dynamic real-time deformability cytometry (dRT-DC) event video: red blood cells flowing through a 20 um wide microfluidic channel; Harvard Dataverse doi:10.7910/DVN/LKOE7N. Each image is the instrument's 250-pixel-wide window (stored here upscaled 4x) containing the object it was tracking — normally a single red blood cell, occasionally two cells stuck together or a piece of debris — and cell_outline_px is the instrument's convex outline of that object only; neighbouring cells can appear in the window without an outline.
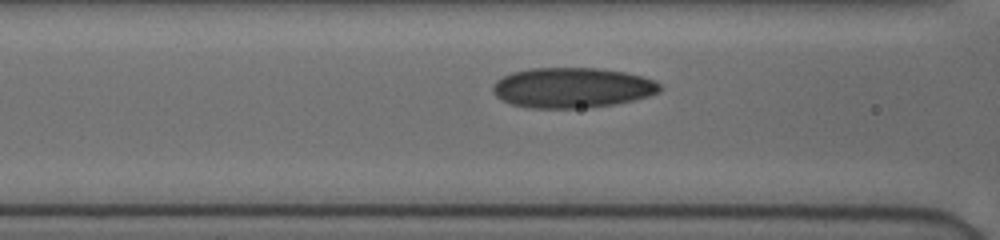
{"species": "human", "species_latin": "Homo sapiens", "temperature_condition": "cold", "stored_images_in_passage": 12, "camera_frame_rate_fps": 3000, "um_per_image_px": 0.085, "donor": {"sex": "female"}, "frame": {"image": 1, "passage_image": 10, "time_ms": 3.0, "image_size_px": [1000, 240], "cell_outline_px": [[660, 92], [648, 96], [616, 104], [576, 108], [532, 108], [512, 104], [496, 96], [492, 92], [492, 88], [496, 80], [512, 72], [532, 68], [600, 68], [624, 72], [656, 80], [660, 84]], "centroid_in_image_um": [48.63, 7.45], "position_along_channel_um": 118.0, "area_um2": 39.02}}